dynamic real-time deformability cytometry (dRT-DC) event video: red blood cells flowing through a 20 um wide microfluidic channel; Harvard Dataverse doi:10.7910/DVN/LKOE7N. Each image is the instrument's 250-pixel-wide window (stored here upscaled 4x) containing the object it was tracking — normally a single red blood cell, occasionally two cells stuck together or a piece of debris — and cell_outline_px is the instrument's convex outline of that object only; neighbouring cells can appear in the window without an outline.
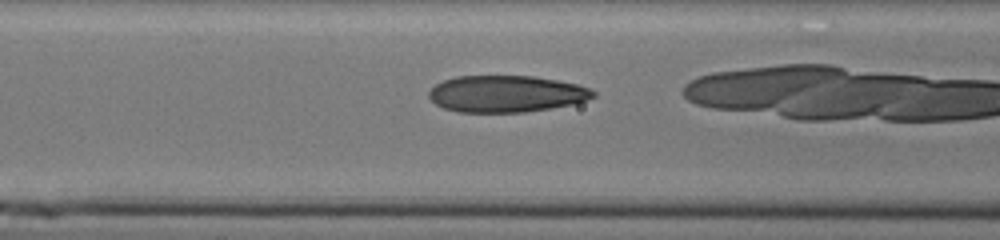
{"species": "human", "species_latin": "Homo sapiens", "temperature_condition": "cold", "stored_images_in_passage": 38, "camera_frame_rate_fps": 3000, "um_per_image_px": 0.085, "donor": {"sex": "male"}, "frame": {"image": 1, "passage_image": 19, "time_ms": 6.0, "image_size_px": [1000, 240], "cell_outline_px": [[596, 96], [572, 104], [552, 108], [524, 112], [460, 112], [444, 108], [436, 104], [428, 96], [428, 92], [436, 84], [444, 80], [456, 76], [536, 76], [576, 84], [592, 88], [596, 92]], "centroid_in_image_um": [43.04, 7.97], "position_along_channel_um": 123.6, "area_um2": 35.14}}
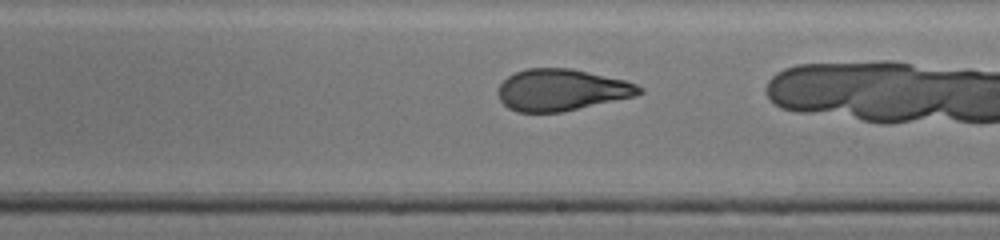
{"frame": {"image": 2, "passage_image": 28, "time_ms": 9.0, "image_size_px": [1000, 240], "cell_outline_px": [[644, 92], [636, 96], [560, 112], [516, 112], [508, 108], [500, 100], [496, 92], [500, 84], [508, 76], [516, 72], [528, 68], [572, 68], [624, 80], [636, 84], [644, 88]], "centroid_in_image_um": [47.72, 7.64], "position_along_channel_um": 241.3, "area_um2": 34.28}}
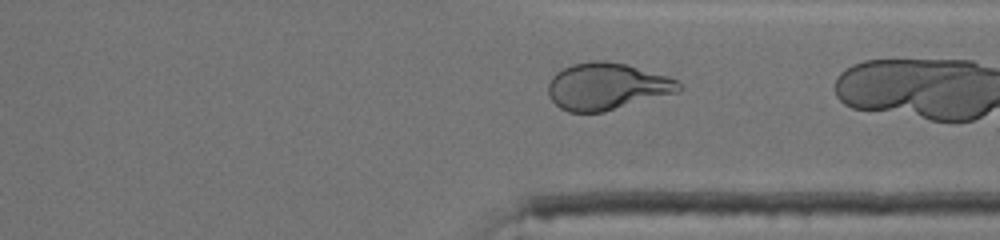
{"frame": {"image": 3, "passage_image": 37, "time_ms": 12.0, "image_size_px": [1000, 240], "cell_outline_px": [[684, 88], [680, 92], [604, 112], [568, 112], [560, 108], [548, 96], [548, 84], [552, 76], [556, 72], [572, 64], [592, 60], [604, 60], [624, 64], [668, 76], [676, 80]], "centroid_in_image_um": [51.59, 7.35], "position_along_channel_um": 359.8, "area_um2": 35.89}}